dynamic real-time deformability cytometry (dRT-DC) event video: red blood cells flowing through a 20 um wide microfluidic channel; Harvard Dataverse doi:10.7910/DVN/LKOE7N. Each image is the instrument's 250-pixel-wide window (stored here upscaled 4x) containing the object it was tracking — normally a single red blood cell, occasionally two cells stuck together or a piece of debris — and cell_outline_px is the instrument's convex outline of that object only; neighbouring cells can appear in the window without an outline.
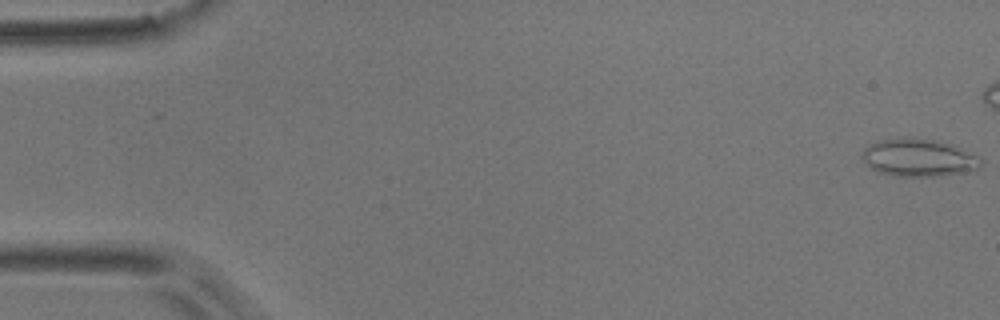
{"species": "common noctule bat (a hibernating species)", "species_latin": "Nyctalus noctula", "temperature_condition": "room temperature", "stored_images_in_passage": 6, "camera_frame_rate_fps": 3000, "um_per_image_px": 0.085, "animal": {"sex": "male", "body_mass_g": 17.9}, "frame": {"image": 1, "passage_image": 1, "time_ms": 0.0, "image_size_px": [1000, 320], "cell_outline_px": [[984, 160], [980, 168], [940, 176], [900, 176], [876, 172], [860, 156], [864, 148], [868, 144], [880, 140], [936, 140], [952, 144]], "centroid_in_image_um": [78.08, 13.43], "position_along_channel_um": 6.9, "area_um2": 25.32}}